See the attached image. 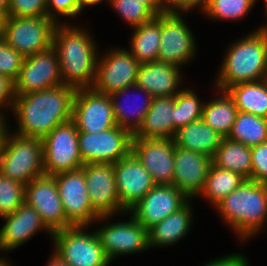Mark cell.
Segmentation results:
<instances>
[{
  "instance_id": "cell-6",
  "label": "cell",
  "mask_w": 267,
  "mask_h": 266,
  "mask_svg": "<svg viewBox=\"0 0 267 266\" xmlns=\"http://www.w3.org/2000/svg\"><path fill=\"white\" fill-rule=\"evenodd\" d=\"M58 21L43 17H12L5 19L3 40L23 57L52 47Z\"/></svg>"
},
{
  "instance_id": "cell-45",
  "label": "cell",
  "mask_w": 267,
  "mask_h": 266,
  "mask_svg": "<svg viewBox=\"0 0 267 266\" xmlns=\"http://www.w3.org/2000/svg\"><path fill=\"white\" fill-rule=\"evenodd\" d=\"M147 6L156 16L170 12L168 0H137Z\"/></svg>"
},
{
  "instance_id": "cell-47",
  "label": "cell",
  "mask_w": 267,
  "mask_h": 266,
  "mask_svg": "<svg viewBox=\"0 0 267 266\" xmlns=\"http://www.w3.org/2000/svg\"><path fill=\"white\" fill-rule=\"evenodd\" d=\"M0 14L6 19L9 15V0H0Z\"/></svg>"
},
{
  "instance_id": "cell-49",
  "label": "cell",
  "mask_w": 267,
  "mask_h": 266,
  "mask_svg": "<svg viewBox=\"0 0 267 266\" xmlns=\"http://www.w3.org/2000/svg\"><path fill=\"white\" fill-rule=\"evenodd\" d=\"M3 114L0 113V146H1V142H2V138H3V135L5 133V130L7 129L6 128V124L4 122V118L2 116Z\"/></svg>"
},
{
  "instance_id": "cell-24",
  "label": "cell",
  "mask_w": 267,
  "mask_h": 266,
  "mask_svg": "<svg viewBox=\"0 0 267 266\" xmlns=\"http://www.w3.org/2000/svg\"><path fill=\"white\" fill-rule=\"evenodd\" d=\"M174 105L175 96L154 97L143 123L133 135V138L173 139L176 133L172 120L174 119Z\"/></svg>"
},
{
  "instance_id": "cell-19",
  "label": "cell",
  "mask_w": 267,
  "mask_h": 266,
  "mask_svg": "<svg viewBox=\"0 0 267 266\" xmlns=\"http://www.w3.org/2000/svg\"><path fill=\"white\" fill-rule=\"evenodd\" d=\"M114 171L120 205L126 212L156 186L152 175L132 152L114 163Z\"/></svg>"
},
{
  "instance_id": "cell-3",
  "label": "cell",
  "mask_w": 267,
  "mask_h": 266,
  "mask_svg": "<svg viewBox=\"0 0 267 266\" xmlns=\"http://www.w3.org/2000/svg\"><path fill=\"white\" fill-rule=\"evenodd\" d=\"M215 207L234 231L246 240L267 221V183L246 179Z\"/></svg>"
},
{
  "instance_id": "cell-20",
  "label": "cell",
  "mask_w": 267,
  "mask_h": 266,
  "mask_svg": "<svg viewBox=\"0 0 267 266\" xmlns=\"http://www.w3.org/2000/svg\"><path fill=\"white\" fill-rule=\"evenodd\" d=\"M96 234L110 261L120 254L136 253L150 248L148 230L133 216L128 222L110 224L98 229Z\"/></svg>"
},
{
  "instance_id": "cell-51",
  "label": "cell",
  "mask_w": 267,
  "mask_h": 266,
  "mask_svg": "<svg viewBox=\"0 0 267 266\" xmlns=\"http://www.w3.org/2000/svg\"><path fill=\"white\" fill-rule=\"evenodd\" d=\"M0 266H9V264L4 260V259H0Z\"/></svg>"
},
{
  "instance_id": "cell-11",
  "label": "cell",
  "mask_w": 267,
  "mask_h": 266,
  "mask_svg": "<svg viewBox=\"0 0 267 266\" xmlns=\"http://www.w3.org/2000/svg\"><path fill=\"white\" fill-rule=\"evenodd\" d=\"M63 204L66 219L73 226L85 228L94 220L110 216H99L92 208L84 171L82 169L53 175Z\"/></svg>"
},
{
  "instance_id": "cell-40",
  "label": "cell",
  "mask_w": 267,
  "mask_h": 266,
  "mask_svg": "<svg viewBox=\"0 0 267 266\" xmlns=\"http://www.w3.org/2000/svg\"><path fill=\"white\" fill-rule=\"evenodd\" d=\"M251 180L267 183V141L251 147Z\"/></svg>"
},
{
  "instance_id": "cell-5",
  "label": "cell",
  "mask_w": 267,
  "mask_h": 266,
  "mask_svg": "<svg viewBox=\"0 0 267 266\" xmlns=\"http://www.w3.org/2000/svg\"><path fill=\"white\" fill-rule=\"evenodd\" d=\"M0 173L25 185L44 175L42 139L11 136L6 129L0 146Z\"/></svg>"
},
{
  "instance_id": "cell-34",
  "label": "cell",
  "mask_w": 267,
  "mask_h": 266,
  "mask_svg": "<svg viewBox=\"0 0 267 266\" xmlns=\"http://www.w3.org/2000/svg\"><path fill=\"white\" fill-rule=\"evenodd\" d=\"M204 105L200 104L197 95L192 90H181L175 96L174 105V129L177 130L180 127L202 119Z\"/></svg>"
},
{
  "instance_id": "cell-10",
  "label": "cell",
  "mask_w": 267,
  "mask_h": 266,
  "mask_svg": "<svg viewBox=\"0 0 267 266\" xmlns=\"http://www.w3.org/2000/svg\"><path fill=\"white\" fill-rule=\"evenodd\" d=\"M133 135L119 126L91 133L79 131L78 142L81 159L88 163H116L132 150Z\"/></svg>"
},
{
  "instance_id": "cell-2",
  "label": "cell",
  "mask_w": 267,
  "mask_h": 266,
  "mask_svg": "<svg viewBox=\"0 0 267 266\" xmlns=\"http://www.w3.org/2000/svg\"><path fill=\"white\" fill-rule=\"evenodd\" d=\"M59 24L52 47L58 55L63 84L75 89L92 88L98 62L92 38L84 30Z\"/></svg>"
},
{
  "instance_id": "cell-38",
  "label": "cell",
  "mask_w": 267,
  "mask_h": 266,
  "mask_svg": "<svg viewBox=\"0 0 267 266\" xmlns=\"http://www.w3.org/2000/svg\"><path fill=\"white\" fill-rule=\"evenodd\" d=\"M24 57L4 40L0 41V74L15 81L22 67Z\"/></svg>"
},
{
  "instance_id": "cell-1",
  "label": "cell",
  "mask_w": 267,
  "mask_h": 266,
  "mask_svg": "<svg viewBox=\"0 0 267 266\" xmlns=\"http://www.w3.org/2000/svg\"><path fill=\"white\" fill-rule=\"evenodd\" d=\"M76 89L58 85L38 92L15 95L13 110L18 119L20 136L43 139L56 126L72 120Z\"/></svg>"
},
{
  "instance_id": "cell-42",
  "label": "cell",
  "mask_w": 267,
  "mask_h": 266,
  "mask_svg": "<svg viewBox=\"0 0 267 266\" xmlns=\"http://www.w3.org/2000/svg\"><path fill=\"white\" fill-rule=\"evenodd\" d=\"M14 103V81L8 76L0 74V107L2 108L3 105H11L10 108L13 109Z\"/></svg>"
},
{
  "instance_id": "cell-15",
  "label": "cell",
  "mask_w": 267,
  "mask_h": 266,
  "mask_svg": "<svg viewBox=\"0 0 267 266\" xmlns=\"http://www.w3.org/2000/svg\"><path fill=\"white\" fill-rule=\"evenodd\" d=\"M189 199L174 185H156L130 210L147 230L183 208Z\"/></svg>"
},
{
  "instance_id": "cell-12",
  "label": "cell",
  "mask_w": 267,
  "mask_h": 266,
  "mask_svg": "<svg viewBox=\"0 0 267 266\" xmlns=\"http://www.w3.org/2000/svg\"><path fill=\"white\" fill-rule=\"evenodd\" d=\"M72 121L78 131L91 133L117 126L110 96L93 88L76 89L72 104Z\"/></svg>"
},
{
  "instance_id": "cell-26",
  "label": "cell",
  "mask_w": 267,
  "mask_h": 266,
  "mask_svg": "<svg viewBox=\"0 0 267 266\" xmlns=\"http://www.w3.org/2000/svg\"><path fill=\"white\" fill-rule=\"evenodd\" d=\"M225 91L233 99L238 112L267 119V79L238 83Z\"/></svg>"
},
{
  "instance_id": "cell-22",
  "label": "cell",
  "mask_w": 267,
  "mask_h": 266,
  "mask_svg": "<svg viewBox=\"0 0 267 266\" xmlns=\"http://www.w3.org/2000/svg\"><path fill=\"white\" fill-rule=\"evenodd\" d=\"M6 220L0 229V249L11 250L32 238L40 229L48 230L40 214L24 202L15 212L2 216Z\"/></svg>"
},
{
  "instance_id": "cell-36",
  "label": "cell",
  "mask_w": 267,
  "mask_h": 266,
  "mask_svg": "<svg viewBox=\"0 0 267 266\" xmlns=\"http://www.w3.org/2000/svg\"><path fill=\"white\" fill-rule=\"evenodd\" d=\"M256 0H210L204 10L207 15L218 19H238L247 15Z\"/></svg>"
},
{
  "instance_id": "cell-35",
  "label": "cell",
  "mask_w": 267,
  "mask_h": 266,
  "mask_svg": "<svg viewBox=\"0 0 267 266\" xmlns=\"http://www.w3.org/2000/svg\"><path fill=\"white\" fill-rule=\"evenodd\" d=\"M25 184L0 173V216L15 212L25 202Z\"/></svg>"
},
{
  "instance_id": "cell-31",
  "label": "cell",
  "mask_w": 267,
  "mask_h": 266,
  "mask_svg": "<svg viewBox=\"0 0 267 266\" xmlns=\"http://www.w3.org/2000/svg\"><path fill=\"white\" fill-rule=\"evenodd\" d=\"M229 139L253 147L267 141V119L238 112Z\"/></svg>"
},
{
  "instance_id": "cell-33",
  "label": "cell",
  "mask_w": 267,
  "mask_h": 266,
  "mask_svg": "<svg viewBox=\"0 0 267 266\" xmlns=\"http://www.w3.org/2000/svg\"><path fill=\"white\" fill-rule=\"evenodd\" d=\"M133 89L139 92L141 91L143 92V94H146L145 101L140 106L138 104L139 107L138 109L136 108L133 113V116L131 114L132 112L129 113V110H126V108L123 106L124 104L118 101L117 96H110L113 105L114 118L117 126L121 127L122 129L128 130L132 135H134L138 131L141 124L143 123L144 117L146 116L154 98L147 91L136 85H133ZM124 101L126 102V100Z\"/></svg>"
},
{
  "instance_id": "cell-13",
  "label": "cell",
  "mask_w": 267,
  "mask_h": 266,
  "mask_svg": "<svg viewBox=\"0 0 267 266\" xmlns=\"http://www.w3.org/2000/svg\"><path fill=\"white\" fill-rule=\"evenodd\" d=\"M63 84L58 55L53 47L24 57L17 79L15 95H25Z\"/></svg>"
},
{
  "instance_id": "cell-37",
  "label": "cell",
  "mask_w": 267,
  "mask_h": 266,
  "mask_svg": "<svg viewBox=\"0 0 267 266\" xmlns=\"http://www.w3.org/2000/svg\"><path fill=\"white\" fill-rule=\"evenodd\" d=\"M111 5L119 12L126 22L134 28L151 21L156 15L137 0H110Z\"/></svg>"
},
{
  "instance_id": "cell-17",
  "label": "cell",
  "mask_w": 267,
  "mask_h": 266,
  "mask_svg": "<svg viewBox=\"0 0 267 266\" xmlns=\"http://www.w3.org/2000/svg\"><path fill=\"white\" fill-rule=\"evenodd\" d=\"M174 151L171 138L132 139L131 152L152 175L156 185H173Z\"/></svg>"
},
{
  "instance_id": "cell-32",
  "label": "cell",
  "mask_w": 267,
  "mask_h": 266,
  "mask_svg": "<svg viewBox=\"0 0 267 266\" xmlns=\"http://www.w3.org/2000/svg\"><path fill=\"white\" fill-rule=\"evenodd\" d=\"M244 180L239 173L218 168L211 165L207 175L204 189L200 193L211 200L213 205H217L233 190H235Z\"/></svg>"
},
{
  "instance_id": "cell-4",
  "label": "cell",
  "mask_w": 267,
  "mask_h": 266,
  "mask_svg": "<svg viewBox=\"0 0 267 266\" xmlns=\"http://www.w3.org/2000/svg\"><path fill=\"white\" fill-rule=\"evenodd\" d=\"M228 49L219 77V91L243 83L267 79V36L256 30Z\"/></svg>"
},
{
  "instance_id": "cell-44",
  "label": "cell",
  "mask_w": 267,
  "mask_h": 266,
  "mask_svg": "<svg viewBox=\"0 0 267 266\" xmlns=\"http://www.w3.org/2000/svg\"><path fill=\"white\" fill-rule=\"evenodd\" d=\"M247 259L243 255L233 254L218 258L207 263L205 266H248Z\"/></svg>"
},
{
  "instance_id": "cell-30",
  "label": "cell",
  "mask_w": 267,
  "mask_h": 266,
  "mask_svg": "<svg viewBox=\"0 0 267 266\" xmlns=\"http://www.w3.org/2000/svg\"><path fill=\"white\" fill-rule=\"evenodd\" d=\"M221 98L205 103L202 120L223 138H227L233 128L238 109L226 91Z\"/></svg>"
},
{
  "instance_id": "cell-28",
  "label": "cell",
  "mask_w": 267,
  "mask_h": 266,
  "mask_svg": "<svg viewBox=\"0 0 267 266\" xmlns=\"http://www.w3.org/2000/svg\"><path fill=\"white\" fill-rule=\"evenodd\" d=\"M213 165L218 168L239 173L245 179L251 180V147L223 138L220 146L212 157Z\"/></svg>"
},
{
  "instance_id": "cell-14",
  "label": "cell",
  "mask_w": 267,
  "mask_h": 266,
  "mask_svg": "<svg viewBox=\"0 0 267 266\" xmlns=\"http://www.w3.org/2000/svg\"><path fill=\"white\" fill-rule=\"evenodd\" d=\"M25 202L40 214L41 220L52 233L73 227L66 219L53 176L44 174L26 184Z\"/></svg>"
},
{
  "instance_id": "cell-29",
  "label": "cell",
  "mask_w": 267,
  "mask_h": 266,
  "mask_svg": "<svg viewBox=\"0 0 267 266\" xmlns=\"http://www.w3.org/2000/svg\"><path fill=\"white\" fill-rule=\"evenodd\" d=\"M134 30L130 42L132 44L131 55L140 64L157 61L161 36V14L135 27Z\"/></svg>"
},
{
  "instance_id": "cell-53",
  "label": "cell",
  "mask_w": 267,
  "mask_h": 266,
  "mask_svg": "<svg viewBox=\"0 0 267 266\" xmlns=\"http://www.w3.org/2000/svg\"><path fill=\"white\" fill-rule=\"evenodd\" d=\"M3 40V28H0V41Z\"/></svg>"
},
{
  "instance_id": "cell-46",
  "label": "cell",
  "mask_w": 267,
  "mask_h": 266,
  "mask_svg": "<svg viewBox=\"0 0 267 266\" xmlns=\"http://www.w3.org/2000/svg\"><path fill=\"white\" fill-rule=\"evenodd\" d=\"M48 266H71L63 258H61L56 252H54L52 259L50 260Z\"/></svg>"
},
{
  "instance_id": "cell-23",
  "label": "cell",
  "mask_w": 267,
  "mask_h": 266,
  "mask_svg": "<svg viewBox=\"0 0 267 266\" xmlns=\"http://www.w3.org/2000/svg\"><path fill=\"white\" fill-rule=\"evenodd\" d=\"M179 66L167 62L154 61L140 65L136 86L153 97L176 96L180 84Z\"/></svg>"
},
{
  "instance_id": "cell-7",
  "label": "cell",
  "mask_w": 267,
  "mask_h": 266,
  "mask_svg": "<svg viewBox=\"0 0 267 266\" xmlns=\"http://www.w3.org/2000/svg\"><path fill=\"white\" fill-rule=\"evenodd\" d=\"M78 129L70 120L56 126L42 139L45 175L75 171L84 165L79 150Z\"/></svg>"
},
{
  "instance_id": "cell-16",
  "label": "cell",
  "mask_w": 267,
  "mask_h": 266,
  "mask_svg": "<svg viewBox=\"0 0 267 266\" xmlns=\"http://www.w3.org/2000/svg\"><path fill=\"white\" fill-rule=\"evenodd\" d=\"M81 169L84 171L91 206L99 216H111L124 210L117 192L114 164L88 163Z\"/></svg>"
},
{
  "instance_id": "cell-43",
  "label": "cell",
  "mask_w": 267,
  "mask_h": 266,
  "mask_svg": "<svg viewBox=\"0 0 267 266\" xmlns=\"http://www.w3.org/2000/svg\"><path fill=\"white\" fill-rule=\"evenodd\" d=\"M210 0H168L169 10L170 12L178 13L176 11L179 9L180 11H188L191 10L195 6H202V10L204 11L209 5Z\"/></svg>"
},
{
  "instance_id": "cell-21",
  "label": "cell",
  "mask_w": 267,
  "mask_h": 266,
  "mask_svg": "<svg viewBox=\"0 0 267 266\" xmlns=\"http://www.w3.org/2000/svg\"><path fill=\"white\" fill-rule=\"evenodd\" d=\"M212 157L175 146L173 185L189 199L200 195L212 165Z\"/></svg>"
},
{
  "instance_id": "cell-8",
  "label": "cell",
  "mask_w": 267,
  "mask_h": 266,
  "mask_svg": "<svg viewBox=\"0 0 267 266\" xmlns=\"http://www.w3.org/2000/svg\"><path fill=\"white\" fill-rule=\"evenodd\" d=\"M140 63L127 50H114L97 62L93 89L109 96H124L136 85Z\"/></svg>"
},
{
  "instance_id": "cell-25",
  "label": "cell",
  "mask_w": 267,
  "mask_h": 266,
  "mask_svg": "<svg viewBox=\"0 0 267 266\" xmlns=\"http://www.w3.org/2000/svg\"><path fill=\"white\" fill-rule=\"evenodd\" d=\"M223 137L202 119L191 122L176 130L173 137L175 146L189 151L204 153L213 157Z\"/></svg>"
},
{
  "instance_id": "cell-52",
  "label": "cell",
  "mask_w": 267,
  "mask_h": 266,
  "mask_svg": "<svg viewBox=\"0 0 267 266\" xmlns=\"http://www.w3.org/2000/svg\"><path fill=\"white\" fill-rule=\"evenodd\" d=\"M258 30H263L264 31V33L266 34V36H267V26H263V27H261L260 29H258Z\"/></svg>"
},
{
  "instance_id": "cell-39",
  "label": "cell",
  "mask_w": 267,
  "mask_h": 266,
  "mask_svg": "<svg viewBox=\"0 0 267 266\" xmlns=\"http://www.w3.org/2000/svg\"><path fill=\"white\" fill-rule=\"evenodd\" d=\"M46 0H9V15L12 17H43Z\"/></svg>"
},
{
  "instance_id": "cell-27",
  "label": "cell",
  "mask_w": 267,
  "mask_h": 266,
  "mask_svg": "<svg viewBox=\"0 0 267 266\" xmlns=\"http://www.w3.org/2000/svg\"><path fill=\"white\" fill-rule=\"evenodd\" d=\"M191 209L187 203L179 211L170 214L164 220L148 230L149 247L172 245L183 238L191 225Z\"/></svg>"
},
{
  "instance_id": "cell-50",
  "label": "cell",
  "mask_w": 267,
  "mask_h": 266,
  "mask_svg": "<svg viewBox=\"0 0 267 266\" xmlns=\"http://www.w3.org/2000/svg\"><path fill=\"white\" fill-rule=\"evenodd\" d=\"M5 18L0 14V28H4Z\"/></svg>"
},
{
  "instance_id": "cell-48",
  "label": "cell",
  "mask_w": 267,
  "mask_h": 266,
  "mask_svg": "<svg viewBox=\"0 0 267 266\" xmlns=\"http://www.w3.org/2000/svg\"><path fill=\"white\" fill-rule=\"evenodd\" d=\"M77 1L79 8L82 10L84 6H90V5L93 6V4L96 5L102 2L103 0H77Z\"/></svg>"
},
{
  "instance_id": "cell-41",
  "label": "cell",
  "mask_w": 267,
  "mask_h": 266,
  "mask_svg": "<svg viewBox=\"0 0 267 266\" xmlns=\"http://www.w3.org/2000/svg\"><path fill=\"white\" fill-rule=\"evenodd\" d=\"M46 6L47 17L54 21H56L54 12L62 16L74 17L81 11L77 0H46ZM52 10H54L53 13Z\"/></svg>"
},
{
  "instance_id": "cell-18",
  "label": "cell",
  "mask_w": 267,
  "mask_h": 266,
  "mask_svg": "<svg viewBox=\"0 0 267 266\" xmlns=\"http://www.w3.org/2000/svg\"><path fill=\"white\" fill-rule=\"evenodd\" d=\"M193 36L179 13L161 14V36L157 61L181 66L194 55Z\"/></svg>"
},
{
  "instance_id": "cell-9",
  "label": "cell",
  "mask_w": 267,
  "mask_h": 266,
  "mask_svg": "<svg viewBox=\"0 0 267 266\" xmlns=\"http://www.w3.org/2000/svg\"><path fill=\"white\" fill-rule=\"evenodd\" d=\"M83 228L73 226L53 232L54 252L71 266H107L111 261L101 247L96 231L90 234Z\"/></svg>"
}]
</instances>
